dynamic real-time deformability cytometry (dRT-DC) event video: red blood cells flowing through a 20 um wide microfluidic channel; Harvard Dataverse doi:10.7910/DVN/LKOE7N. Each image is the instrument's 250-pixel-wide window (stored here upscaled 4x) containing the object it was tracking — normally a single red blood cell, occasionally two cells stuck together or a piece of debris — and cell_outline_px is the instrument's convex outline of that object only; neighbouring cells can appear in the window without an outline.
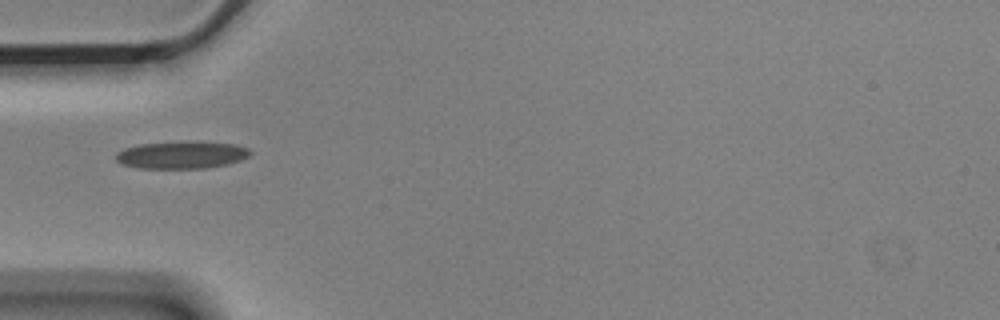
{"species": "Egyptian fruit bat (a non-hibernating species)", "species_latin": "Rousettus aegyptiacus", "temperature_condition": "cold", "stored_images_in_passage": 6, "camera_frame_rate_fps": 3000, "um_per_image_px": 0.085, "animal": {"sex": "male"}, "frame": {"image": 1, "passage_image": 1, "time_ms": 0.0, "image_size_px": [1000, 320], "cell_outline_px": [[252, 152], [248, 156], [240, 160], [228, 164], [204, 168], [140, 168], [120, 164], [116, 160], [116, 152], [124, 148], [140, 144], [188, 140], [236, 144], [248, 148]], "centroid_in_image_um": [15.43, 13.15], "position_along_channel_um": 69.6, "area_um2": 21.73}}
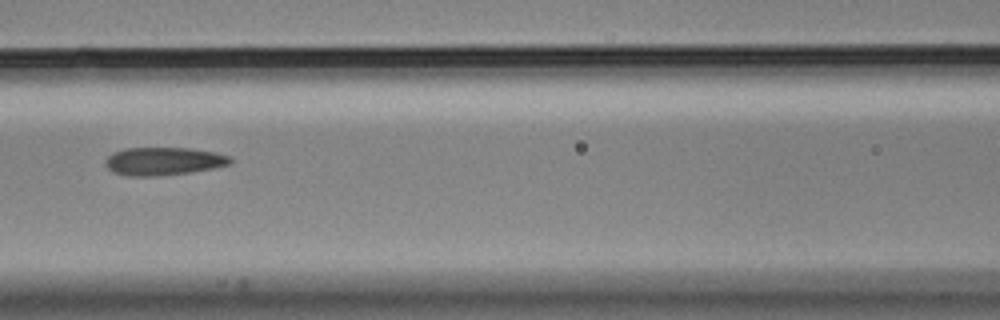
{"frame": {"image": 2, "passage_image": 3, "time_ms": 0.667, "image_size_px": [1000, 320], "cell_outline_px": [[232, 164], [216, 168], [192, 172], [156, 176], [128, 176], [112, 172], [104, 164], [104, 160], [112, 152], [128, 148], [188, 148], [216, 152], [232, 156]], "centroid_in_image_um": [13.93, 13.71], "position_along_channel_um": 152.7, "area_um2": 20.69}}
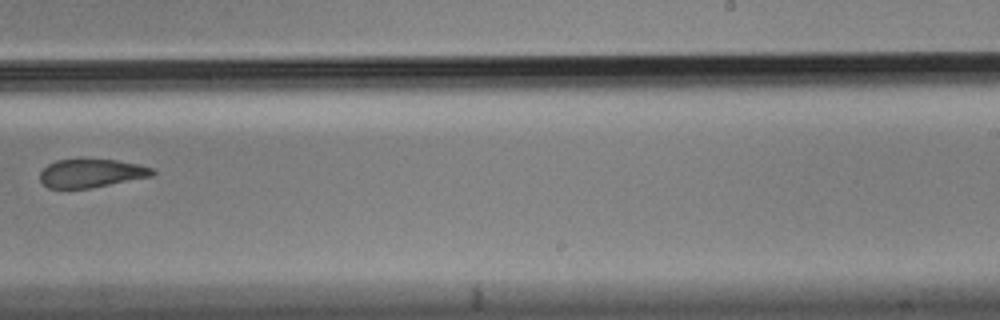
{"frame": {"image": 3, "passage_image": 6, "time_ms": 1.667, "image_size_px": [1000, 320], "cell_outline_px": [[156, 172], [152, 176], [92, 188], [48, 188], [40, 180], [40, 172], [48, 164], [56, 160], [116, 160], [140, 164], [152, 168]], "centroid_in_image_um": [7.77, 14.73], "position_along_channel_um": 281.2, "area_um2": 18.5}}